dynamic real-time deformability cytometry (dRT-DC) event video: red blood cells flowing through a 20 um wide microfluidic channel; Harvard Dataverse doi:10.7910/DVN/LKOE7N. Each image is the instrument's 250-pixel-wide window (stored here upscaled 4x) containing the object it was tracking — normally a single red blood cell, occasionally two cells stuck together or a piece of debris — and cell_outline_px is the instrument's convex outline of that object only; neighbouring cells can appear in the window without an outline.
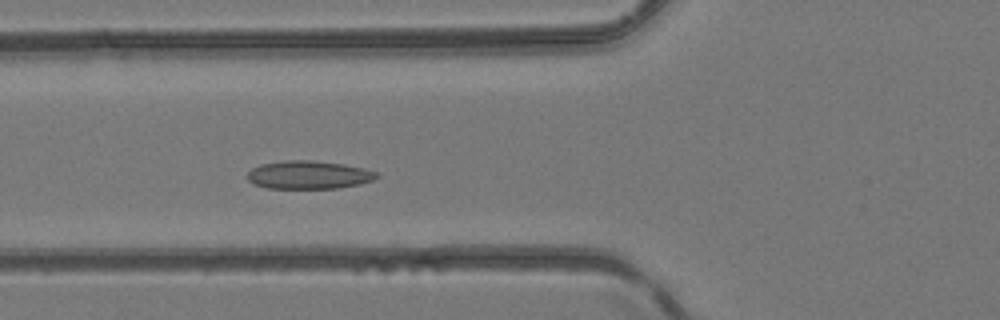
{"species": "common noctule bat (a hibernating species)", "species_latin": "Nyctalus noctula", "temperature_condition": "room temperature", "stored_images_in_passage": 2, "camera_frame_rate_fps": 3000, "um_per_image_px": 0.085, "animal": {"sex": "female", "body_mass_g": 24.6, "forearm_length_mm": 56.2}, "frame": {"image": 1, "passage_image": 2, "time_ms": 0.333, "image_size_px": [1000, 320], "cell_outline_px": [[380, 176], [372, 180], [360, 184], [336, 188], [268, 188], [252, 184], [248, 180], [248, 172], [252, 168], [260, 164], [284, 160], [312, 160], [340, 164], [364, 168], [376, 172]], "centroid_in_image_um": [26.21, 14.86], "position_along_channel_um": 99.6, "area_um2": 21.15}}